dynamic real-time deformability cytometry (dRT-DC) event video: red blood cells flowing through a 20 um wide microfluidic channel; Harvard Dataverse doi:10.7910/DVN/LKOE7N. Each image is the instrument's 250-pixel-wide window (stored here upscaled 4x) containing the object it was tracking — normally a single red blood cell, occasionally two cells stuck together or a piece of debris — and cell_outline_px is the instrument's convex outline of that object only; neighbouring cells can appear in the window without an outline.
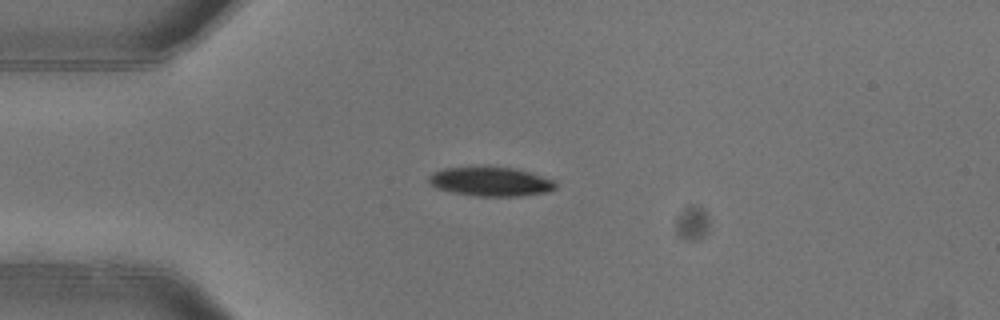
{"species": "common noctule bat (a hibernating species)", "species_latin": "Nyctalus noctula", "temperature_condition": "warm", "stored_images_in_passage": 2, "camera_frame_rate_fps": 3000, "um_per_image_px": 0.085, "animal": {"sex": "female"}, "frame": {"image": 1, "passage_image": 1, "time_ms": 0.0, "image_size_px": [1000, 320], "cell_outline_px": [[556, 188], [548, 192], [520, 196], [476, 196], [452, 192], [436, 188], [428, 184], [428, 176], [432, 172], [440, 168], [480, 164], [516, 168], [556, 180]], "centroid_in_image_um": [41.65, 15.39], "position_along_channel_um": 43.3, "area_um2": 22.6}}